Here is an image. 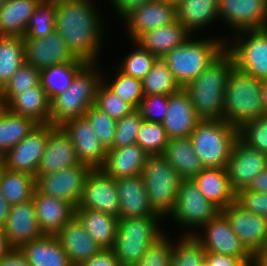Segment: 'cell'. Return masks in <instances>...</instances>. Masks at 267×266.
<instances>
[{
    "mask_svg": "<svg viewBox=\"0 0 267 266\" xmlns=\"http://www.w3.org/2000/svg\"><path fill=\"white\" fill-rule=\"evenodd\" d=\"M96 3L90 0L55 1V30L73 55L87 63H99L103 53L105 19Z\"/></svg>",
    "mask_w": 267,
    "mask_h": 266,
    "instance_id": "6da1fadb",
    "label": "cell"
},
{
    "mask_svg": "<svg viewBox=\"0 0 267 266\" xmlns=\"http://www.w3.org/2000/svg\"><path fill=\"white\" fill-rule=\"evenodd\" d=\"M234 67L232 55L225 50L184 88L201 120H222L224 92Z\"/></svg>",
    "mask_w": 267,
    "mask_h": 266,
    "instance_id": "7a4b0ae2",
    "label": "cell"
},
{
    "mask_svg": "<svg viewBox=\"0 0 267 266\" xmlns=\"http://www.w3.org/2000/svg\"><path fill=\"white\" fill-rule=\"evenodd\" d=\"M199 38L191 35L183 45L162 57L181 88L196 79L226 50L225 36Z\"/></svg>",
    "mask_w": 267,
    "mask_h": 266,
    "instance_id": "3957f363",
    "label": "cell"
},
{
    "mask_svg": "<svg viewBox=\"0 0 267 266\" xmlns=\"http://www.w3.org/2000/svg\"><path fill=\"white\" fill-rule=\"evenodd\" d=\"M222 120L239 129L265 114L262 80L236 67L231 70L224 92Z\"/></svg>",
    "mask_w": 267,
    "mask_h": 266,
    "instance_id": "277c9868",
    "label": "cell"
},
{
    "mask_svg": "<svg viewBox=\"0 0 267 266\" xmlns=\"http://www.w3.org/2000/svg\"><path fill=\"white\" fill-rule=\"evenodd\" d=\"M101 66L100 63H87L70 86L51 100L50 124L60 126L68 119L84 117L86 111L94 106L102 82Z\"/></svg>",
    "mask_w": 267,
    "mask_h": 266,
    "instance_id": "5b68a950",
    "label": "cell"
},
{
    "mask_svg": "<svg viewBox=\"0 0 267 266\" xmlns=\"http://www.w3.org/2000/svg\"><path fill=\"white\" fill-rule=\"evenodd\" d=\"M163 220L166 221L161 216L119 219L112 250L122 266H132L137 263L149 246L167 232V229L163 230L161 227Z\"/></svg>",
    "mask_w": 267,
    "mask_h": 266,
    "instance_id": "8992f818",
    "label": "cell"
},
{
    "mask_svg": "<svg viewBox=\"0 0 267 266\" xmlns=\"http://www.w3.org/2000/svg\"><path fill=\"white\" fill-rule=\"evenodd\" d=\"M189 137L204 168H226L238 129L224 120H201Z\"/></svg>",
    "mask_w": 267,
    "mask_h": 266,
    "instance_id": "52a82bcc",
    "label": "cell"
},
{
    "mask_svg": "<svg viewBox=\"0 0 267 266\" xmlns=\"http://www.w3.org/2000/svg\"><path fill=\"white\" fill-rule=\"evenodd\" d=\"M142 178L152 209L164 219L172 212L181 178L162 155H149Z\"/></svg>",
    "mask_w": 267,
    "mask_h": 266,
    "instance_id": "ba28073f",
    "label": "cell"
},
{
    "mask_svg": "<svg viewBox=\"0 0 267 266\" xmlns=\"http://www.w3.org/2000/svg\"><path fill=\"white\" fill-rule=\"evenodd\" d=\"M234 66L258 80L267 79V27L244 30L226 40Z\"/></svg>",
    "mask_w": 267,
    "mask_h": 266,
    "instance_id": "9c48e42d",
    "label": "cell"
},
{
    "mask_svg": "<svg viewBox=\"0 0 267 266\" xmlns=\"http://www.w3.org/2000/svg\"><path fill=\"white\" fill-rule=\"evenodd\" d=\"M219 212L220 210L203 196L196 183L189 179L181 180L176 204L167 218L183 228L182 235H193Z\"/></svg>",
    "mask_w": 267,
    "mask_h": 266,
    "instance_id": "30bf717a",
    "label": "cell"
},
{
    "mask_svg": "<svg viewBox=\"0 0 267 266\" xmlns=\"http://www.w3.org/2000/svg\"><path fill=\"white\" fill-rule=\"evenodd\" d=\"M90 170L88 165L80 164L49 174L36 175V190L46 196L68 201L76 208Z\"/></svg>",
    "mask_w": 267,
    "mask_h": 266,
    "instance_id": "8fae6325",
    "label": "cell"
},
{
    "mask_svg": "<svg viewBox=\"0 0 267 266\" xmlns=\"http://www.w3.org/2000/svg\"><path fill=\"white\" fill-rule=\"evenodd\" d=\"M48 135L49 124H38L0 158V164L7 170L27 173L35 177L45 152Z\"/></svg>",
    "mask_w": 267,
    "mask_h": 266,
    "instance_id": "7c38bea8",
    "label": "cell"
},
{
    "mask_svg": "<svg viewBox=\"0 0 267 266\" xmlns=\"http://www.w3.org/2000/svg\"><path fill=\"white\" fill-rule=\"evenodd\" d=\"M218 19L231 30L226 40L244 30L266 28L267 0H219Z\"/></svg>",
    "mask_w": 267,
    "mask_h": 266,
    "instance_id": "4fadbf2b",
    "label": "cell"
},
{
    "mask_svg": "<svg viewBox=\"0 0 267 266\" xmlns=\"http://www.w3.org/2000/svg\"><path fill=\"white\" fill-rule=\"evenodd\" d=\"M193 236L203 245L206 252L230 255L240 258L243 262L253 259L221 212L204 224Z\"/></svg>",
    "mask_w": 267,
    "mask_h": 266,
    "instance_id": "5bb4252c",
    "label": "cell"
},
{
    "mask_svg": "<svg viewBox=\"0 0 267 266\" xmlns=\"http://www.w3.org/2000/svg\"><path fill=\"white\" fill-rule=\"evenodd\" d=\"M76 208L99 211L119 218L116 179L110 177L101 168L91 169Z\"/></svg>",
    "mask_w": 267,
    "mask_h": 266,
    "instance_id": "9a60e30c",
    "label": "cell"
},
{
    "mask_svg": "<svg viewBox=\"0 0 267 266\" xmlns=\"http://www.w3.org/2000/svg\"><path fill=\"white\" fill-rule=\"evenodd\" d=\"M265 169L267 154L249 146L238 137L226 166L232 189L238 193L248 188L253 179Z\"/></svg>",
    "mask_w": 267,
    "mask_h": 266,
    "instance_id": "2e32d148",
    "label": "cell"
},
{
    "mask_svg": "<svg viewBox=\"0 0 267 266\" xmlns=\"http://www.w3.org/2000/svg\"><path fill=\"white\" fill-rule=\"evenodd\" d=\"M246 250L254 257L267 237V218L248 212L237 201L220 211Z\"/></svg>",
    "mask_w": 267,
    "mask_h": 266,
    "instance_id": "e0dca14e",
    "label": "cell"
},
{
    "mask_svg": "<svg viewBox=\"0 0 267 266\" xmlns=\"http://www.w3.org/2000/svg\"><path fill=\"white\" fill-rule=\"evenodd\" d=\"M176 20V6L160 1L150 0L147 3L132 9L120 21L124 27L130 43L136 41L142 34L168 25Z\"/></svg>",
    "mask_w": 267,
    "mask_h": 266,
    "instance_id": "ac0fdd59",
    "label": "cell"
},
{
    "mask_svg": "<svg viewBox=\"0 0 267 266\" xmlns=\"http://www.w3.org/2000/svg\"><path fill=\"white\" fill-rule=\"evenodd\" d=\"M60 126L72 140L81 164L88 165L91 169L104 165L107 150L85 117L68 119Z\"/></svg>",
    "mask_w": 267,
    "mask_h": 266,
    "instance_id": "d6986e66",
    "label": "cell"
},
{
    "mask_svg": "<svg viewBox=\"0 0 267 266\" xmlns=\"http://www.w3.org/2000/svg\"><path fill=\"white\" fill-rule=\"evenodd\" d=\"M23 43L25 62L39 71L77 59L56 30L44 38H23Z\"/></svg>",
    "mask_w": 267,
    "mask_h": 266,
    "instance_id": "ffe728a7",
    "label": "cell"
},
{
    "mask_svg": "<svg viewBox=\"0 0 267 266\" xmlns=\"http://www.w3.org/2000/svg\"><path fill=\"white\" fill-rule=\"evenodd\" d=\"M3 230L12 249H20L24 244L44 235L36 217L33 199L11 205Z\"/></svg>",
    "mask_w": 267,
    "mask_h": 266,
    "instance_id": "44dd1931",
    "label": "cell"
},
{
    "mask_svg": "<svg viewBox=\"0 0 267 266\" xmlns=\"http://www.w3.org/2000/svg\"><path fill=\"white\" fill-rule=\"evenodd\" d=\"M80 164L69 135L61 126L49 124L45 152L41 157L36 175L49 174Z\"/></svg>",
    "mask_w": 267,
    "mask_h": 266,
    "instance_id": "7402d4cb",
    "label": "cell"
},
{
    "mask_svg": "<svg viewBox=\"0 0 267 266\" xmlns=\"http://www.w3.org/2000/svg\"><path fill=\"white\" fill-rule=\"evenodd\" d=\"M200 121L184 88L169 95L168 109L162 122L169 139L189 137Z\"/></svg>",
    "mask_w": 267,
    "mask_h": 266,
    "instance_id": "603a6c76",
    "label": "cell"
},
{
    "mask_svg": "<svg viewBox=\"0 0 267 266\" xmlns=\"http://www.w3.org/2000/svg\"><path fill=\"white\" fill-rule=\"evenodd\" d=\"M119 197V219L160 216L151 207L142 175L116 178Z\"/></svg>",
    "mask_w": 267,
    "mask_h": 266,
    "instance_id": "cb8c5ba5",
    "label": "cell"
},
{
    "mask_svg": "<svg viewBox=\"0 0 267 266\" xmlns=\"http://www.w3.org/2000/svg\"><path fill=\"white\" fill-rule=\"evenodd\" d=\"M56 237L73 266H79L102 250L75 215L56 234Z\"/></svg>",
    "mask_w": 267,
    "mask_h": 266,
    "instance_id": "d4e9b609",
    "label": "cell"
},
{
    "mask_svg": "<svg viewBox=\"0 0 267 266\" xmlns=\"http://www.w3.org/2000/svg\"><path fill=\"white\" fill-rule=\"evenodd\" d=\"M32 199L40 229L45 235H56L75 215L71 203L46 196L36 189Z\"/></svg>",
    "mask_w": 267,
    "mask_h": 266,
    "instance_id": "484cf974",
    "label": "cell"
},
{
    "mask_svg": "<svg viewBox=\"0 0 267 266\" xmlns=\"http://www.w3.org/2000/svg\"><path fill=\"white\" fill-rule=\"evenodd\" d=\"M148 156L139 144L111 148L101 169L114 179L139 176Z\"/></svg>",
    "mask_w": 267,
    "mask_h": 266,
    "instance_id": "4316f807",
    "label": "cell"
},
{
    "mask_svg": "<svg viewBox=\"0 0 267 266\" xmlns=\"http://www.w3.org/2000/svg\"><path fill=\"white\" fill-rule=\"evenodd\" d=\"M192 180L220 211L236 201L237 193L231 187L226 168H204Z\"/></svg>",
    "mask_w": 267,
    "mask_h": 266,
    "instance_id": "83f0119b",
    "label": "cell"
},
{
    "mask_svg": "<svg viewBox=\"0 0 267 266\" xmlns=\"http://www.w3.org/2000/svg\"><path fill=\"white\" fill-rule=\"evenodd\" d=\"M192 34L177 19L165 26L142 34L135 42L157 58L164 57L175 47L183 45Z\"/></svg>",
    "mask_w": 267,
    "mask_h": 266,
    "instance_id": "f1b7e54d",
    "label": "cell"
},
{
    "mask_svg": "<svg viewBox=\"0 0 267 266\" xmlns=\"http://www.w3.org/2000/svg\"><path fill=\"white\" fill-rule=\"evenodd\" d=\"M6 108L14 114L32 119L37 124H50L51 100L41 83L14 96Z\"/></svg>",
    "mask_w": 267,
    "mask_h": 266,
    "instance_id": "f546056e",
    "label": "cell"
},
{
    "mask_svg": "<svg viewBox=\"0 0 267 266\" xmlns=\"http://www.w3.org/2000/svg\"><path fill=\"white\" fill-rule=\"evenodd\" d=\"M218 7L219 0H182L176 6V19L195 36L219 20Z\"/></svg>",
    "mask_w": 267,
    "mask_h": 266,
    "instance_id": "4dcf8cb0",
    "label": "cell"
},
{
    "mask_svg": "<svg viewBox=\"0 0 267 266\" xmlns=\"http://www.w3.org/2000/svg\"><path fill=\"white\" fill-rule=\"evenodd\" d=\"M162 156L182 180H192L204 169L190 137L169 139Z\"/></svg>",
    "mask_w": 267,
    "mask_h": 266,
    "instance_id": "1f68e13d",
    "label": "cell"
},
{
    "mask_svg": "<svg viewBox=\"0 0 267 266\" xmlns=\"http://www.w3.org/2000/svg\"><path fill=\"white\" fill-rule=\"evenodd\" d=\"M30 266H73L56 235H43L20 248Z\"/></svg>",
    "mask_w": 267,
    "mask_h": 266,
    "instance_id": "d6a6232c",
    "label": "cell"
},
{
    "mask_svg": "<svg viewBox=\"0 0 267 266\" xmlns=\"http://www.w3.org/2000/svg\"><path fill=\"white\" fill-rule=\"evenodd\" d=\"M75 216L102 249H112L119 218L99 211L75 208Z\"/></svg>",
    "mask_w": 267,
    "mask_h": 266,
    "instance_id": "836d02e7",
    "label": "cell"
},
{
    "mask_svg": "<svg viewBox=\"0 0 267 266\" xmlns=\"http://www.w3.org/2000/svg\"><path fill=\"white\" fill-rule=\"evenodd\" d=\"M42 0H8L0 7V35L24 37L30 17Z\"/></svg>",
    "mask_w": 267,
    "mask_h": 266,
    "instance_id": "e575fe53",
    "label": "cell"
},
{
    "mask_svg": "<svg viewBox=\"0 0 267 266\" xmlns=\"http://www.w3.org/2000/svg\"><path fill=\"white\" fill-rule=\"evenodd\" d=\"M87 64L77 58L71 62L56 64L40 71V83L49 99L64 92L72 83L76 74Z\"/></svg>",
    "mask_w": 267,
    "mask_h": 266,
    "instance_id": "d590c367",
    "label": "cell"
},
{
    "mask_svg": "<svg viewBox=\"0 0 267 266\" xmlns=\"http://www.w3.org/2000/svg\"><path fill=\"white\" fill-rule=\"evenodd\" d=\"M0 188L10 205L23 203L33 198L36 189L35 177L7 170L0 164Z\"/></svg>",
    "mask_w": 267,
    "mask_h": 266,
    "instance_id": "8d00e7d4",
    "label": "cell"
},
{
    "mask_svg": "<svg viewBox=\"0 0 267 266\" xmlns=\"http://www.w3.org/2000/svg\"><path fill=\"white\" fill-rule=\"evenodd\" d=\"M37 125L32 119L14 114L5 108L0 114V158Z\"/></svg>",
    "mask_w": 267,
    "mask_h": 266,
    "instance_id": "74e56055",
    "label": "cell"
},
{
    "mask_svg": "<svg viewBox=\"0 0 267 266\" xmlns=\"http://www.w3.org/2000/svg\"><path fill=\"white\" fill-rule=\"evenodd\" d=\"M24 62L23 37L0 35V89Z\"/></svg>",
    "mask_w": 267,
    "mask_h": 266,
    "instance_id": "f35d334b",
    "label": "cell"
},
{
    "mask_svg": "<svg viewBox=\"0 0 267 266\" xmlns=\"http://www.w3.org/2000/svg\"><path fill=\"white\" fill-rule=\"evenodd\" d=\"M141 81L144 96L155 94L169 96L181 89L162 57L156 58L151 70Z\"/></svg>",
    "mask_w": 267,
    "mask_h": 266,
    "instance_id": "ab89813d",
    "label": "cell"
},
{
    "mask_svg": "<svg viewBox=\"0 0 267 266\" xmlns=\"http://www.w3.org/2000/svg\"><path fill=\"white\" fill-rule=\"evenodd\" d=\"M113 80L107 79V75L102 73V82L117 96L131 104L135 109L138 108L143 99V89L141 79L132 77L115 69Z\"/></svg>",
    "mask_w": 267,
    "mask_h": 266,
    "instance_id": "60d3db41",
    "label": "cell"
},
{
    "mask_svg": "<svg viewBox=\"0 0 267 266\" xmlns=\"http://www.w3.org/2000/svg\"><path fill=\"white\" fill-rule=\"evenodd\" d=\"M178 236L177 240L174 239L171 266H205L203 245L193 235Z\"/></svg>",
    "mask_w": 267,
    "mask_h": 266,
    "instance_id": "b9f144b4",
    "label": "cell"
},
{
    "mask_svg": "<svg viewBox=\"0 0 267 266\" xmlns=\"http://www.w3.org/2000/svg\"><path fill=\"white\" fill-rule=\"evenodd\" d=\"M55 2L42 0L29 19L23 38H44L55 31Z\"/></svg>",
    "mask_w": 267,
    "mask_h": 266,
    "instance_id": "7bdbcfd3",
    "label": "cell"
},
{
    "mask_svg": "<svg viewBox=\"0 0 267 266\" xmlns=\"http://www.w3.org/2000/svg\"><path fill=\"white\" fill-rule=\"evenodd\" d=\"M133 48L122 58L118 69L132 77L143 79L151 70L156 56L146 49H143L138 43L132 41Z\"/></svg>",
    "mask_w": 267,
    "mask_h": 266,
    "instance_id": "ee69618b",
    "label": "cell"
},
{
    "mask_svg": "<svg viewBox=\"0 0 267 266\" xmlns=\"http://www.w3.org/2000/svg\"><path fill=\"white\" fill-rule=\"evenodd\" d=\"M40 84V71L24 62L2 87V98L6 105L14 96Z\"/></svg>",
    "mask_w": 267,
    "mask_h": 266,
    "instance_id": "f6af8a7d",
    "label": "cell"
},
{
    "mask_svg": "<svg viewBox=\"0 0 267 266\" xmlns=\"http://www.w3.org/2000/svg\"><path fill=\"white\" fill-rule=\"evenodd\" d=\"M169 142V137L162 123L143 121L136 144H139L148 155H162Z\"/></svg>",
    "mask_w": 267,
    "mask_h": 266,
    "instance_id": "bcb514c9",
    "label": "cell"
},
{
    "mask_svg": "<svg viewBox=\"0 0 267 266\" xmlns=\"http://www.w3.org/2000/svg\"><path fill=\"white\" fill-rule=\"evenodd\" d=\"M94 106L116 121L135 110L131 104L117 96L103 82L98 86Z\"/></svg>",
    "mask_w": 267,
    "mask_h": 266,
    "instance_id": "7dc6e473",
    "label": "cell"
},
{
    "mask_svg": "<svg viewBox=\"0 0 267 266\" xmlns=\"http://www.w3.org/2000/svg\"><path fill=\"white\" fill-rule=\"evenodd\" d=\"M169 235L165 233L155 243H152L145 255L132 266H171L174 239H171Z\"/></svg>",
    "mask_w": 267,
    "mask_h": 266,
    "instance_id": "c3c4849f",
    "label": "cell"
},
{
    "mask_svg": "<svg viewBox=\"0 0 267 266\" xmlns=\"http://www.w3.org/2000/svg\"><path fill=\"white\" fill-rule=\"evenodd\" d=\"M84 117L92 125L96 136L104 148L106 150L111 149L115 138L117 121L110 118L106 113L100 111L95 106H91L84 114Z\"/></svg>",
    "mask_w": 267,
    "mask_h": 266,
    "instance_id": "681fc988",
    "label": "cell"
},
{
    "mask_svg": "<svg viewBox=\"0 0 267 266\" xmlns=\"http://www.w3.org/2000/svg\"><path fill=\"white\" fill-rule=\"evenodd\" d=\"M238 137L249 146L267 154V114L244 123L238 129Z\"/></svg>",
    "mask_w": 267,
    "mask_h": 266,
    "instance_id": "f907efd6",
    "label": "cell"
},
{
    "mask_svg": "<svg viewBox=\"0 0 267 266\" xmlns=\"http://www.w3.org/2000/svg\"><path fill=\"white\" fill-rule=\"evenodd\" d=\"M143 121L137 109L124 116L122 119L117 120L112 148H121L136 144L138 130Z\"/></svg>",
    "mask_w": 267,
    "mask_h": 266,
    "instance_id": "816d5d0a",
    "label": "cell"
},
{
    "mask_svg": "<svg viewBox=\"0 0 267 266\" xmlns=\"http://www.w3.org/2000/svg\"><path fill=\"white\" fill-rule=\"evenodd\" d=\"M168 95L144 96L137 108L143 120L162 123L168 109Z\"/></svg>",
    "mask_w": 267,
    "mask_h": 266,
    "instance_id": "f5cc1de1",
    "label": "cell"
},
{
    "mask_svg": "<svg viewBox=\"0 0 267 266\" xmlns=\"http://www.w3.org/2000/svg\"><path fill=\"white\" fill-rule=\"evenodd\" d=\"M236 201L248 212L267 218V193L242 189L237 193Z\"/></svg>",
    "mask_w": 267,
    "mask_h": 266,
    "instance_id": "db71d44e",
    "label": "cell"
},
{
    "mask_svg": "<svg viewBox=\"0 0 267 266\" xmlns=\"http://www.w3.org/2000/svg\"><path fill=\"white\" fill-rule=\"evenodd\" d=\"M79 266H122L112 249H102Z\"/></svg>",
    "mask_w": 267,
    "mask_h": 266,
    "instance_id": "11a10c76",
    "label": "cell"
},
{
    "mask_svg": "<svg viewBox=\"0 0 267 266\" xmlns=\"http://www.w3.org/2000/svg\"><path fill=\"white\" fill-rule=\"evenodd\" d=\"M244 262L230 255L206 252L205 266H241Z\"/></svg>",
    "mask_w": 267,
    "mask_h": 266,
    "instance_id": "9f6ffc18",
    "label": "cell"
},
{
    "mask_svg": "<svg viewBox=\"0 0 267 266\" xmlns=\"http://www.w3.org/2000/svg\"><path fill=\"white\" fill-rule=\"evenodd\" d=\"M148 1L150 0H110L108 2V5L111 4L110 9L113 8L115 14L117 13V17L119 19H122L132 9L140 7L141 5L147 3Z\"/></svg>",
    "mask_w": 267,
    "mask_h": 266,
    "instance_id": "6f0895ef",
    "label": "cell"
},
{
    "mask_svg": "<svg viewBox=\"0 0 267 266\" xmlns=\"http://www.w3.org/2000/svg\"><path fill=\"white\" fill-rule=\"evenodd\" d=\"M0 266H30V264L20 249H11L0 258Z\"/></svg>",
    "mask_w": 267,
    "mask_h": 266,
    "instance_id": "680465c9",
    "label": "cell"
},
{
    "mask_svg": "<svg viewBox=\"0 0 267 266\" xmlns=\"http://www.w3.org/2000/svg\"><path fill=\"white\" fill-rule=\"evenodd\" d=\"M250 191L267 193V169L260 172L247 188Z\"/></svg>",
    "mask_w": 267,
    "mask_h": 266,
    "instance_id": "91938a15",
    "label": "cell"
},
{
    "mask_svg": "<svg viewBox=\"0 0 267 266\" xmlns=\"http://www.w3.org/2000/svg\"><path fill=\"white\" fill-rule=\"evenodd\" d=\"M11 205L5 199L1 188H0V227H3L6 224L8 215L10 213Z\"/></svg>",
    "mask_w": 267,
    "mask_h": 266,
    "instance_id": "94428289",
    "label": "cell"
},
{
    "mask_svg": "<svg viewBox=\"0 0 267 266\" xmlns=\"http://www.w3.org/2000/svg\"><path fill=\"white\" fill-rule=\"evenodd\" d=\"M12 248L7 242L3 227H0V258L7 254Z\"/></svg>",
    "mask_w": 267,
    "mask_h": 266,
    "instance_id": "6125c7cd",
    "label": "cell"
},
{
    "mask_svg": "<svg viewBox=\"0 0 267 266\" xmlns=\"http://www.w3.org/2000/svg\"><path fill=\"white\" fill-rule=\"evenodd\" d=\"M254 258L267 265V237Z\"/></svg>",
    "mask_w": 267,
    "mask_h": 266,
    "instance_id": "be15d7a7",
    "label": "cell"
},
{
    "mask_svg": "<svg viewBox=\"0 0 267 266\" xmlns=\"http://www.w3.org/2000/svg\"><path fill=\"white\" fill-rule=\"evenodd\" d=\"M262 90L265 114H267V79L262 80Z\"/></svg>",
    "mask_w": 267,
    "mask_h": 266,
    "instance_id": "e7e4bbea",
    "label": "cell"
},
{
    "mask_svg": "<svg viewBox=\"0 0 267 266\" xmlns=\"http://www.w3.org/2000/svg\"><path fill=\"white\" fill-rule=\"evenodd\" d=\"M6 108V105L4 104L3 98H2V92L0 89V114L1 112Z\"/></svg>",
    "mask_w": 267,
    "mask_h": 266,
    "instance_id": "03108f58",
    "label": "cell"
},
{
    "mask_svg": "<svg viewBox=\"0 0 267 266\" xmlns=\"http://www.w3.org/2000/svg\"><path fill=\"white\" fill-rule=\"evenodd\" d=\"M160 1L168 2L177 6L182 0H160Z\"/></svg>",
    "mask_w": 267,
    "mask_h": 266,
    "instance_id": "003e7915",
    "label": "cell"
},
{
    "mask_svg": "<svg viewBox=\"0 0 267 266\" xmlns=\"http://www.w3.org/2000/svg\"><path fill=\"white\" fill-rule=\"evenodd\" d=\"M252 260H253L254 266H267L266 264L260 262L259 260H256L254 257Z\"/></svg>",
    "mask_w": 267,
    "mask_h": 266,
    "instance_id": "a7ac6f4b",
    "label": "cell"
},
{
    "mask_svg": "<svg viewBox=\"0 0 267 266\" xmlns=\"http://www.w3.org/2000/svg\"><path fill=\"white\" fill-rule=\"evenodd\" d=\"M241 266H254L253 260L244 262Z\"/></svg>",
    "mask_w": 267,
    "mask_h": 266,
    "instance_id": "89a4df30",
    "label": "cell"
},
{
    "mask_svg": "<svg viewBox=\"0 0 267 266\" xmlns=\"http://www.w3.org/2000/svg\"><path fill=\"white\" fill-rule=\"evenodd\" d=\"M8 0H0V7L4 4V3H6Z\"/></svg>",
    "mask_w": 267,
    "mask_h": 266,
    "instance_id": "2644e50d",
    "label": "cell"
}]
</instances>
